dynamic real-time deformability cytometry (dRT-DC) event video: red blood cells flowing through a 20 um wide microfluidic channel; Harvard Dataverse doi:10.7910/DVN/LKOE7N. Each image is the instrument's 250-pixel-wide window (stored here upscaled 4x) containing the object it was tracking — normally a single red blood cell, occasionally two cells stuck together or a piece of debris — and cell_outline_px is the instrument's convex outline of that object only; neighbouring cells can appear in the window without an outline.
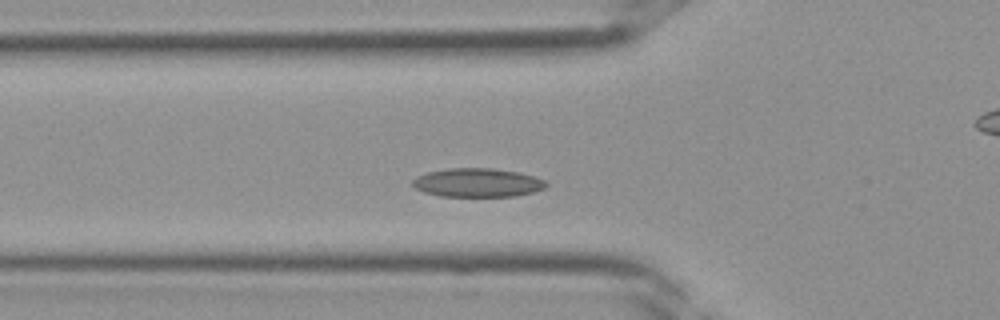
{"species": "Egyptian fruit bat (a non-hibernating species)", "species_latin": "Rousettus aegyptiacus", "temperature_condition": "room temperature", "stored_images_in_passage": 34, "camera_frame_rate_fps": 3000, "um_per_image_px": 0.085, "frame": {"image": 1, "passage_image": 8, "time_ms": 2.333, "image_size_px": [1000, 320], "cell_outline_px": [[548, 184], [544, 188], [532, 192], [516, 196], [440, 196], [424, 192], [416, 188], [412, 184], [412, 180], [416, 176], [428, 172], [448, 168], [492, 168], [516, 172], [536, 176], [544, 180]], "centroid_in_image_um": [40.58, 15.52], "position_along_channel_um": 85.2, "area_um2": 22.31}}
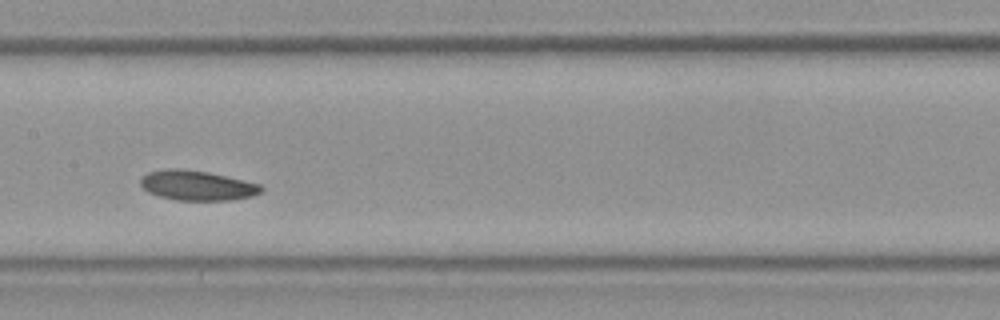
{"frame": {"image": 2, "passage_image": 14, "time_ms": 4.333, "image_size_px": [1000, 320], "cell_outline_px": [[264, 188], [260, 192], [252, 196], [228, 200], [176, 200], [160, 196], [148, 192], [140, 184], [140, 180], [148, 172], [164, 168], [180, 168], [208, 172], [244, 180], [260, 184]], "centroid_in_image_um": [16.74, 15.75], "position_along_channel_um": 190.7, "area_um2": 20.92}}
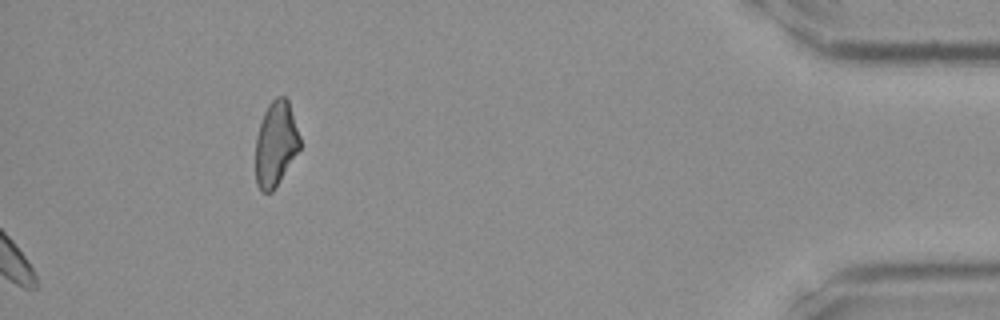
{"frame": {"image": 3, "passage_image": 34, "time_ms": 11.0, "image_size_px": [1000, 320], "cell_outline_px": [[300, 148], [272, 192], [260, 192], [256, 184], [256, 136], [264, 112], [268, 104], [276, 96], [284, 96], [288, 100], [300, 136]], "centroid_in_image_um": [23.43, 12.22], "position_along_channel_um": 411.8, "area_um2": 21.79}}